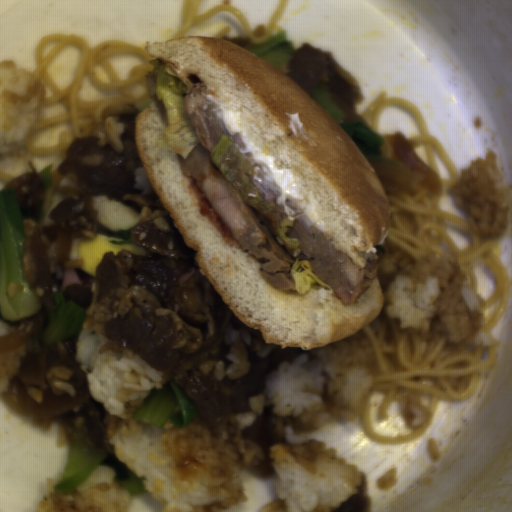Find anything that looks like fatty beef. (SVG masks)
I'll use <instances>...</instances> for the list:
<instances>
[{
	"label": "fatty beef",
	"instance_id": "1",
	"mask_svg": "<svg viewBox=\"0 0 512 512\" xmlns=\"http://www.w3.org/2000/svg\"><path fill=\"white\" fill-rule=\"evenodd\" d=\"M134 104H124L116 116L123 124L119 140L123 152L98 146L94 135L76 137L65 151L59 178L76 186L53 206L48 225H39L43 179L35 170L10 180L5 188L16 190L25 248L21 253L24 275L40 300L32 315L9 321L26 336V349L17 377L27 389L63 395L55 382L70 384L76 395L91 391L83 364L76 358L78 333L59 344L40 340L54 307V296L63 293L84 313L87 324L107 340L100 353L132 350L160 372L161 387L175 381L197 404L189 423L209 428L233 448L253 475L274 476L270 450L282 442L285 428L305 433L309 422L281 417L269 409L248 426L239 414L250 411V396L264 393L267 379L277 367L311 350L274 347L265 357L248 352L249 371L238 379L216 378L219 361L229 366L231 347L225 340L228 327L244 323L226 305L195 260L198 251L185 243L174 219L155 191L136 189L135 171L144 168L138 152ZM4 188V189H5ZM108 196L131 207L139 222L124 230H106L91 206L95 196ZM133 243L146 255L108 252L93 276L80 269L81 259H69L75 237L98 235Z\"/></svg>",
	"mask_w": 512,
	"mask_h": 512
},
{
	"label": "fatty beef",
	"instance_id": "2",
	"mask_svg": "<svg viewBox=\"0 0 512 512\" xmlns=\"http://www.w3.org/2000/svg\"><path fill=\"white\" fill-rule=\"evenodd\" d=\"M275 68L289 76L309 95L319 85L327 86L337 108L344 112V124L356 120L370 129L369 123L357 113L363 93L356 76L327 49L305 41Z\"/></svg>",
	"mask_w": 512,
	"mask_h": 512
},
{
	"label": "fatty beef",
	"instance_id": "3",
	"mask_svg": "<svg viewBox=\"0 0 512 512\" xmlns=\"http://www.w3.org/2000/svg\"><path fill=\"white\" fill-rule=\"evenodd\" d=\"M34 422L48 429L54 424L57 425L63 430L68 445L74 444L78 434H81L94 451L117 459V452L110 443V438L121 428L122 419L110 414L92 397L71 411L52 417H35Z\"/></svg>",
	"mask_w": 512,
	"mask_h": 512
},
{
	"label": "fatty beef",
	"instance_id": "4",
	"mask_svg": "<svg viewBox=\"0 0 512 512\" xmlns=\"http://www.w3.org/2000/svg\"><path fill=\"white\" fill-rule=\"evenodd\" d=\"M391 142L393 149L392 159L420 171L423 175L420 187L435 194L439 193L440 177L437 171L420 159L415 152L409 137L402 131L395 132L391 138Z\"/></svg>",
	"mask_w": 512,
	"mask_h": 512
},
{
	"label": "fatty beef",
	"instance_id": "5",
	"mask_svg": "<svg viewBox=\"0 0 512 512\" xmlns=\"http://www.w3.org/2000/svg\"><path fill=\"white\" fill-rule=\"evenodd\" d=\"M378 256L377 277L382 290L398 276L411 262L417 261L407 251L397 245L394 241L382 238L373 245Z\"/></svg>",
	"mask_w": 512,
	"mask_h": 512
},
{
	"label": "fatty beef",
	"instance_id": "6",
	"mask_svg": "<svg viewBox=\"0 0 512 512\" xmlns=\"http://www.w3.org/2000/svg\"><path fill=\"white\" fill-rule=\"evenodd\" d=\"M360 479L355 492L346 499L340 508L333 512H370V503L366 497L368 483L364 471L358 472Z\"/></svg>",
	"mask_w": 512,
	"mask_h": 512
},
{
	"label": "fatty beef",
	"instance_id": "7",
	"mask_svg": "<svg viewBox=\"0 0 512 512\" xmlns=\"http://www.w3.org/2000/svg\"><path fill=\"white\" fill-rule=\"evenodd\" d=\"M220 40H227V41L232 42L238 46L245 48L246 50L250 49L252 47H255L251 37H247V36H243V35L242 36H224Z\"/></svg>",
	"mask_w": 512,
	"mask_h": 512
}]
</instances>
